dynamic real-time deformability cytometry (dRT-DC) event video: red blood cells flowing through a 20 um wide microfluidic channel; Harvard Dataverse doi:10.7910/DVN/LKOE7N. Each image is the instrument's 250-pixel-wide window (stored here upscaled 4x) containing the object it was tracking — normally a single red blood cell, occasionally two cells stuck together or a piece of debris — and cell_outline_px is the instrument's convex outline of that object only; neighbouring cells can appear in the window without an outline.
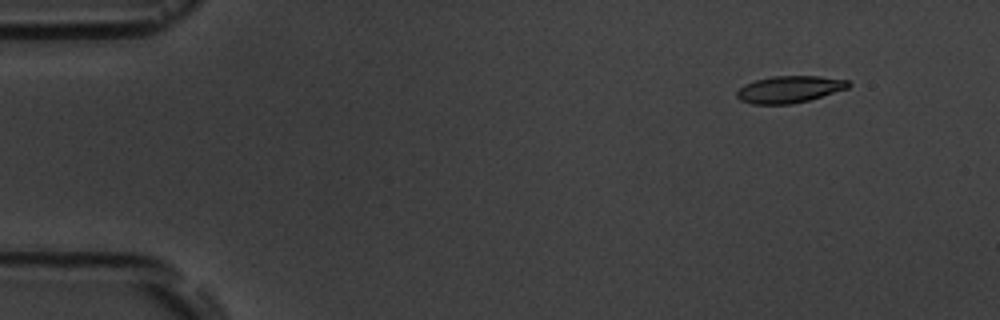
{"species": "common noctule bat (a hibernating species)", "species_latin": "Nyctalus noctula", "temperature_condition": "room temperature", "stored_images_in_passage": 10, "camera_frame_rate_fps": 3000, "um_per_image_px": 0.085, "animal": {"sex": "male", "body_mass_g": 19.5, "forearm_length_mm": 54.6}, "frame": {"image": 1, "passage_image": 2, "time_ms": 1.333, "image_size_px": [1000, 320], "cell_outline_px": [[852, 84], [848, 88], [808, 100], [792, 104], [752, 104], [740, 100], [736, 96], [736, 92], [744, 84], [756, 80], [772, 76], [820, 76], [848, 80]], "centroid_in_image_um": [67.09, 7.59], "position_along_channel_um": 17.9, "area_um2": 17.46}}
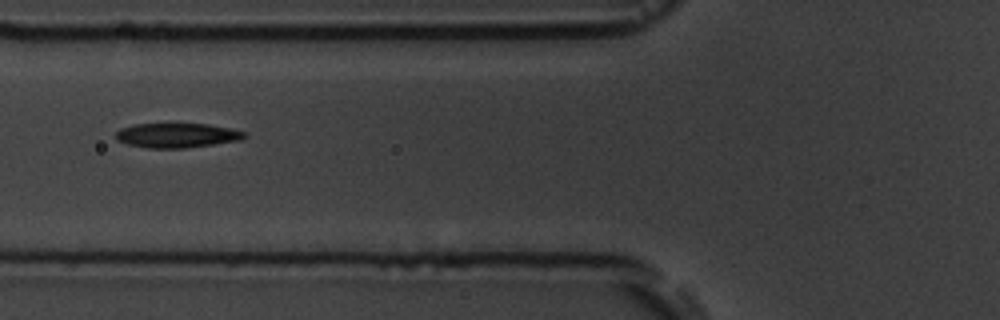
{"frame": {"image": 2, "passage_image": 6, "time_ms": 6.667, "image_size_px": [1000, 320], "cell_outline_px": [[248, 136], [240, 140], [184, 148], [148, 148], [128, 144], [116, 140], [116, 132], [120, 128], [136, 124], [208, 124], [232, 128], [244, 132]], "centroid_in_image_um": [15.04, 11.5], "position_along_channel_um": 110.8, "area_um2": 18.32}}
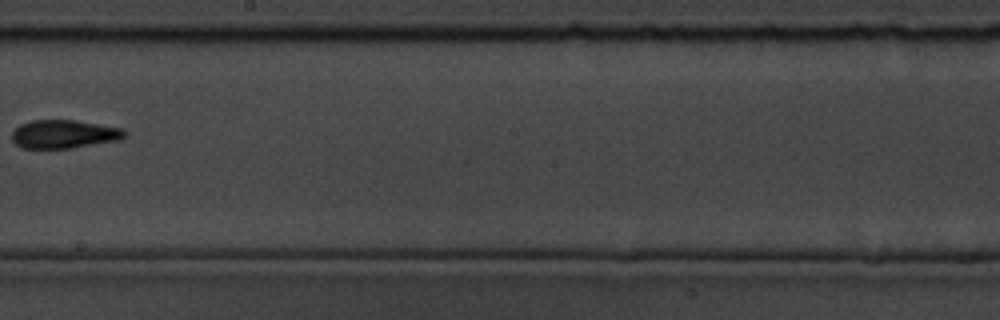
{"frame": {"image": 3, "passage_image": 9, "time_ms": 10.333, "image_size_px": [1000, 320], "cell_outline_px": [[128, 132], [120, 140], [72, 148], [24, 148], [16, 144], [12, 140], [12, 132], [20, 124], [32, 120], [76, 120], [124, 128]], "centroid_in_image_um": [5.48, 11.39], "position_along_channel_um": 242.7, "area_um2": 18.79}}